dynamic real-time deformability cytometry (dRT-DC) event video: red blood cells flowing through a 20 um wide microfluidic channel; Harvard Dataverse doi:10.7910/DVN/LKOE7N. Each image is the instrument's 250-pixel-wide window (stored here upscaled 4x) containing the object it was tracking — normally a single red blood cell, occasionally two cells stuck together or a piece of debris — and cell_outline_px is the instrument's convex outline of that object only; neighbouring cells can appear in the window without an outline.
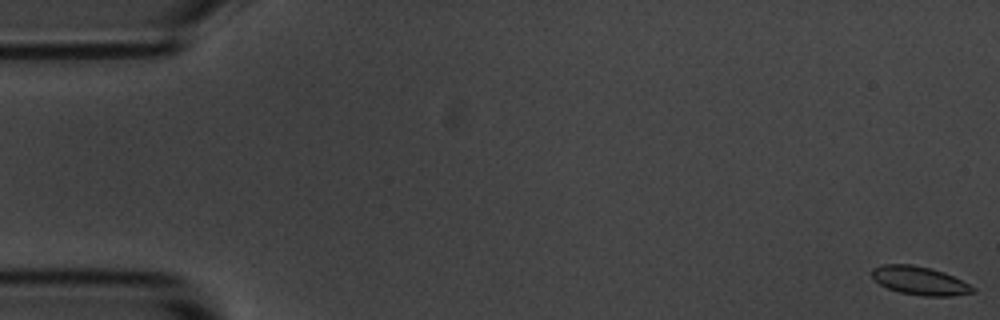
{"species": "common noctule bat (a hibernating species)", "species_latin": "Nyctalus noctula", "temperature_condition": "room temperature", "stored_images_in_passage": 57, "camera_frame_rate_fps": 3000, "um_per_image_px": 0.085, "animal": {"sex": "male", "body_mass_g": 20.1, "forearm_length_mm": 53.5}, "frame": {"image": 1, "passage_image": 1, "time_ms": 0.0, "image_size_px": [1000, 320], "cell_outline_px": [[976, 292], [952, 296], [924, 296], [900, 292], [888, 288], [880, 284], [872, 276], [872, 268], [884, 264], [912, 264], [932, 268], [944, 272], [976, 288]], "centroid_in_image_um": [78.19, 23.85], "position_along_channel_um": 6.8, "area_um2": 16.65}}
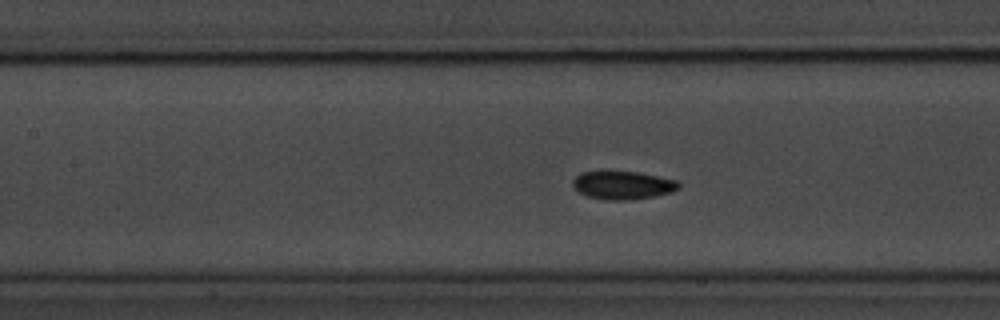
{"frame": {"image": 2, "passage_image": 25, "time_ms": 8.0, "image_size_px": [1000, 320], "cell_outline_px": [[680, 188], [672, 192], [652, 196], [624, 200], [608, 200], [588, 196], [580, 192], [572, 184], [572, 180], [580, 172], [636, 172], [676, 180], [680, 184]], "centroid_in_image_um": [52.94, 15.74], "position_along_channel_um": 154.5, "area_um2": 16.99}}
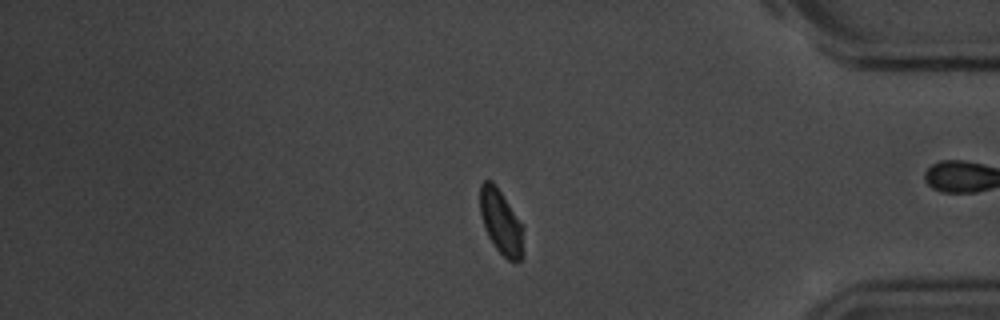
{"frame": {"image": 3, "passage_image": 47, "time_ms": 15.333, "image_size_px": [1000, 320], "cell_outline_px": [[524, 256], [516, 264], [508, 260], [496, 248], [488, 236], [484, 228], [480, 212], [480, 184], [484, 180], [492, 180], [524, 228]], "centroid_in_image_um": [42.61, 18.94], "position_along_channel_um": 392.6, "area_um2": 16.42}, "authors_computed_cell_mechanics": {"area_um2": 16.8776, "velocity_mm_per_s": 3.6118, "shape_relaxation_time_tau1_ms": null, "shape_relaxation_time_tau2_ms": 1.7388, "deformation_change_tau1": null, "deformation_change_tau2": 0.0379}}